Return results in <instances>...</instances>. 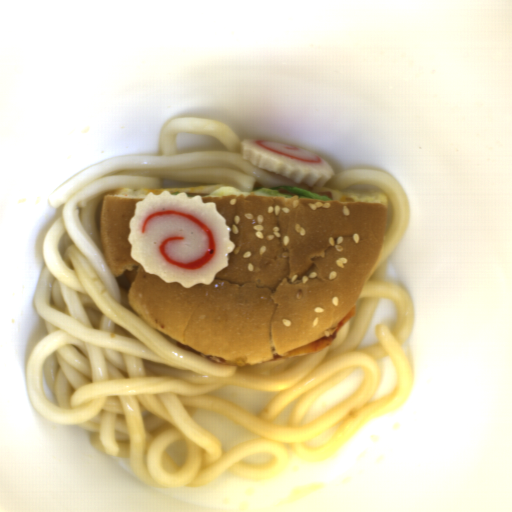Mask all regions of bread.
<instances>
[{
    "label": "bread",
    "mask_w": 512,
    "mask_h": 512,
    "mask_svg": "<svg viewBox=\"0 0 512 512\" xmlns=\"http://www.w3.org/2000/svg\"><path fill=\"white\" fill-rule=\"evenodd\" d=\"M293 186L330 200L276 195L209 196L228 184L106 193L97 233L112 275L138 272L126 295L129 306L172 341L188 344L229 366L286 355L331 336L357 304L383 255L390 198L385 193ZM184 191L215 202L235 249L211 285L191 288L150 275L130 257L128 222L147 194Z\"/></svg>",
    "instance_id": "bread-1"
}]
</instances>
